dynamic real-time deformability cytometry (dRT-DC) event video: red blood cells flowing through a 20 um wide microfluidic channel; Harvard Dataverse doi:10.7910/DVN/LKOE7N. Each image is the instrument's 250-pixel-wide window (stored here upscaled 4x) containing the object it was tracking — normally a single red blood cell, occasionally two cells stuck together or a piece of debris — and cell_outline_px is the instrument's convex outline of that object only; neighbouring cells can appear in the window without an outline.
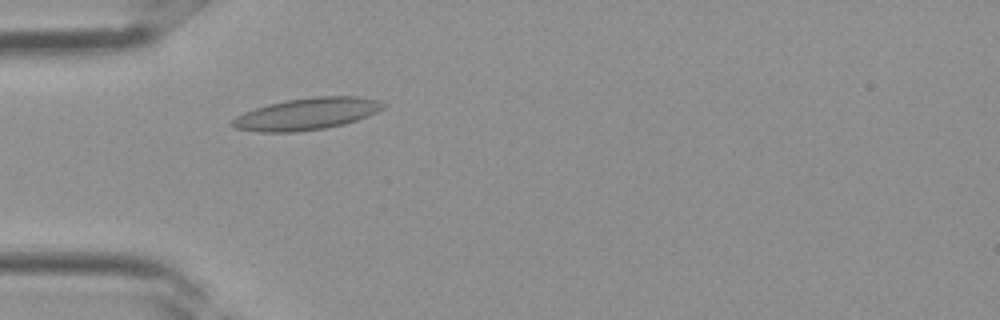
{"species": "Egyptian fruit bat (a non-hibernating species)", "species_latin": "Rousettus aegyptiacus", "temperature_condition": "room temperature", "stored_images_in_passage": 1, "camera_frame_rate_fps": 3000, "um_per_image_px": 0.085, "frame": {"image": 1, "passage_image": 1, "time_ms": 0.0, "image_size_px": [1000, 320], "cell_outline_px": [[384, 108], [368, 116], [344, 124], [324, 128], [296, 132], [256, 132], [236, 128], [228, 124], [236, 116], [244, 112], [268, 104], [288, 100], [316, 96], [360, 96], [380, 100], [384, 104]], "centroid_in_image_um": [26.07, 9.68], "position_along_channel_um": 58.9, "area_um2": 28.03}}